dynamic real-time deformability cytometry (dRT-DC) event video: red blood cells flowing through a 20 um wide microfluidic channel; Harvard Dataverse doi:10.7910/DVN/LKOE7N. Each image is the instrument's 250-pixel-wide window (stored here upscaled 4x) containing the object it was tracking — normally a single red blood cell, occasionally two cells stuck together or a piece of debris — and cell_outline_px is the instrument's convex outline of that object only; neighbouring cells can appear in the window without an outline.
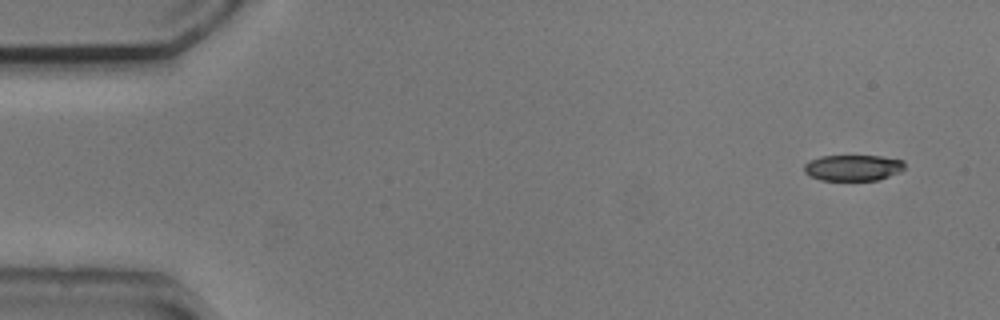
{"species": "common noctule bat (a hibernating species)", "species_latin": "Nyctalus noctula", "temperature_condition": "cold", "stored_images_in_passage": 3, "camera_frame_rate_fps": 3000, "um_per_image_px": 0.085, "animal": {"sex": "male", "body_mass_g": 20.5, "forearm_length_mm": 52.5}, "frame": {"image": 1, "passage_image": 1, "time_ms": 0.0, "image_size_px": [1000, 320], "cell_outline_px": [[904, 168], [900, 172], [876, 180], [820, 180], [804, 172], [804, 164], [808, 160], [820, 156], [880, 156], [904, 160]], "centroid_in_image_um": [72.49, 14.25], "position_along_channel_um": 12.5, "area_um2": 15.2}}